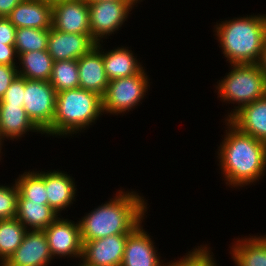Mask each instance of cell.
Returning a JSON list of instances; mask_svg holds the SVG:
<instances>
[{"instance_id":"6da1fadb","label":"cell","mask_w":266,"mask_h":266,"mask_svg":"<svg viewBox=\"0 0 266 266\" xmlns=\"http://www.w3.org/2000/svg\"><path fill=\"white\" fill-rule=\"evenodd\" d=\"M225 121L228 131L218 147L217 157L226 185L235 188L259 181L266 170V143Z\"/></svg>"},{"instance_id":"7a4b0ae2","label":"cell","mask_w":266,"mask_h":266,"mask_svg":"<svg viewBox=\"0 0 266 266\" xmlns=\"http://www.w3.org/2000/svg\"><path fill=\"white\" fill-rule=\"evenodd\" d=\"M118 192L114 198L80 219L82 243L116 234H129L142 223L147 212L145 199L134 191Z\"/></svg>"},{"instance_id":"3957f363","label":"cell","mask_w":266,"mask_h":266,"mask_svg":"<svg viewBox=\"0 0 266 266\" xmlns=\"http://www.w3.org/2000/svg\"><path fill=\"white\" fill-rule=\"evenodd\" d=\"M222 54L231 64H256L266 40V14L247 15L215 25Z\"/></svg>"},{"instance_id":"277c9868","label":"cell","mask_w":266,"mask_h":266,"mask_svg":"<svg viewBox=\"0 0 266 266\" xmlns=\"http://www.w3.org/2000/svg\"><path fill=\"white\" fill-rule=\"evenodd\" d=\"M102 113V96L95 92L80 87L58 92L53 122L44 134L72 136L93 125Z\"/></svg>"},{"instance_id":"5b68a950","label":"cell","mask_w":266,"mask_h":266,"mask_svg":"<svg viewBox=\"0 0 266 266\" xmlns=\"http://www.w3.org/2000/svg\"><path fill=\"white\" fill-rule=\"evenodd\" d=\"M231 71L216 85L218 97L234 106L228 120L242 106L266 96V78L257 64H231Z\"/></svg>"},{"instance_id":"8992f818","label":"cell","mask_w":266,"mask_h":266,"mask_svg":"<svg viewBox=\"0 0 266 266\" xmlns=\"http://www.w3.org/2000/svg\"><path fill=\"white\" fill-rule=\"evenodd\" d=\"M149 80L143 69L138 74L109 81L102 96L103 113L118 115L134 109L148 92Z\"/></svg>"},{"instance_id":"52a82bcc","label":"cell","mask_w":266,"mask_h":266,"mask_svg":"<svg viewBox=\"0 0 266 266\" xmlns=\"http://www.w3.org/2000/svg\"><path fill=\"white\" fill-rule=\"evenodd\" d=\"M56 97L57 92L49 81L25 79L23 107L43 133L52 125Z\"/></svg>"},{"instance_id":"ba28073f","label":"cell","mask_w":266,"mask_h":266,"mask_svg":"<svg viewBox=\"0 0 266 266\" xmlns=\"http://www.w3.org/2000/svg\"><path fill=\"white\" fill-rule=\"evenodd\" d=\"M91 38L99 43L118 31L134 6L126 0H104L88 3Z\"/></svg>"},{"instance_id":"9c48e42d","label":"cell","mask_w":266,"mask_h":266,"mask_svg":"<svg viewBox=\"0 0 266 266\" xmlns=\"http://www.w3.org/2000/svg\"><path fill=\"white\" fill-rule=\"evenodd\" d=\"M43 231L53 259L55 256L82 257L83 243L79 221L75 224L74 221L57 217Z\"/></svg>"},{"instance_id":"30bf717a","label":"cell","mask_w":266,"mask_h":266,"mask_svg":"<svg viewBox=\"0 0 266 266\" xmlns=\"http://www.w3.org/2000/svg\"><path fill=\"white\" fill-rule=\"evenodd\" d=\"M52 28L65 33L91 34L88 2L52 1Z\"/></svg>"},{"instance_id":"8fae6325","label":"cell","mask_w":266,"mask_h":266,"mask_svg":"<svg viewBox=\"0 0 266 266\" xmlns=\"http://www.w3.org/2000/svg\"><path fill=\"white\" fill-rule=\"evenodd\" d=\"M128 234H116L83 243L84 266H121Z\"/></svg>"},{"instance_id":"7c38bea8","label":"cell","mask_w":266,"mask_h":266,"mask_svg":"<svg viewBox=\"0 0 266 266\" xmlns=\"http://www.w3.org/2000/svg\"><path fill=\"white\" fill-rule=\"evenodd\" d=\"M53 259L43 230H27L22 243L4 266H48Z\"/></svg>"},{"instance_id":"4fadbf2b","label":"cell","mask_w":266,"mask_h":266,"mask_svg":"<svg viewBox=\"0 0 266 266\" xmlns=\"http://www.w3.org/2000/svg\"><path fill=\"white\" fill-rule=\"evenodd\" d=\"M95 45L96 42L91 38V34L59 32L51 27L47 52L51 55L53 61L78 60Z\"/></svg>"},{"instance_id":"5bb4252c","label":"cell","mask_w":266,"mask_h":266,"mask_svg":"<svg viewBox=\"0 0 266 266\" xmlns=\"http://www.w3.org/2000/svg\"><path fill=\"white\" fill-rule=\"evenodd\" d=\"M155 248L150 235L140 223L128 234L121 266H165Z\"/></svg>"},{"instance_id":"9a60e30c","label":"cell","mask_w":266,"mask_h":266,"mask_svg":"<svg viewBox=\"0 0 266 266\" xmlns=\"http://www.w3.org/2000/svg\"><path fill=\"white\" fill-rule=\"evenodd\" d=\"M100 42L77 60L79 87L103 96L108 86Z\"/></svg>"},{"instance_id":"2e32d148","label":"cell","mask_w":266,"mask_h":266,"mask_svg":"<svg viewBox=\"0 0 266 266\" xmlns=\"http://www.w3.org/2000/svg\"><path fill=\"white\" fill-rule=\"evenodd\" d=\"M7 18L16 28L50 29L52 27V1L23 0Z\"/></svg>"},{"instance_id":"e0dca14e","label":"cell","mask_w":266,"mask_h":266,"mask_svg":"<svg viewBox=\"0 0 266 266\" xmlns=\"http://www.w3.org/2000/svg\"><path fill=\"white\" fill-rule=\"evenodd\" d=\"M228 121L240 132L266 143V96L242 106Z\"/></svg>"},{"instance_id":"ac0fdd59","label":"cell","mask_w":266,"mask_h":266,"mask_svg":"<svg viewBox=\"0 0 266 266\" xmlns=\"http://www.w3.org/2000/svg\"><path fill=\"white\" fill-rule=\"evenodd\" d=\"M62 171L45 172V188L48 205L58 214L75 201V179Z\"/></svg>"},{"instance_id":"d6986e66","label":"cell","mask_w":266,"mask_h":266,"mask_svg":"<svg viewBox=\"0 0 266 266\" xmlns=\"http://www.w3.org/2000/svg\"><path fill=\"white\" fill-rule=\"evenodd\" d=\"M44 134L28 117L23 105L0 104V140L20 139L26 132Z\"/></svg>"},{"instance_id":"ffe728a7","label":"cell","mask_w":266,"mask_h":266,"mask_svg":"<svg viewBox=\"0 0 266 266\" xmlns=\"http://www.w3.org/2000/svg\"><path fill=\"white\" fill-rule=\"evenodd\" d=\"M102 50L104 69L109 81L129 77L143 70L140 61L138 62L137 58L133 56L132 50H128L126 47H117V49L107 52Z\"/></svg>"},{"instance_id":"44dd1931","label":"cell","mask_w":266,"mask_h":266,"mask_svg":"<svg viewBox=\"0 0 266 266\" xmlns=\"http://www.w3.org/2000/svg\"><path fill=\"white\" fill-rule=\"evenodd\" d=\"M58 216L60 215L44 202H31L19 194L15 217L27 230H44Z\"/></svg>"},{"instance_id":"7402d4cb","label":"cell","mask_w":266,"mask_h":266,"mask_svg":"<svg viewBox=\"0 0 266 266\" xmlns=\"http://www.w3.org/2000/svg\"><path fill=\"white\" fill-rule=\"evenodd\" d=\"M230 254L235 266H266V235L237 238Z\"/></svg>"},{"instance_id":"603a6c76","label":"cell","mask_w":266,"mask_h":266,"mask_svg":"<svg viewBox=\"0 0 266 266\" xmlns=\"http://www.w3.org/2000/svg\"><path fill=\"white\" fill-rule=\"evenodd\" d=\"M17 59L20 61L18 75L21 77L30 80H50L54 61L47 50L21 53Z\"/></svg>"},{"instance_id":"cb8c5ba5","label":"cell","mask_w":266,"mask_h":266,"mask_svg":"<svg viewBox=\"0 0 266 266\" xmlns=\"http://www.w3.org/2000/svg\"><path fill=\"white\" fill-rule=\"evenodd\" d=\"M26 232V227L16 217L0 220V265L17 250Z\"/></svg>"},{"instance_id":"d4e9b609","label":"cell","mask_w":266,"mask_h":266,"mask_svg":"<svg viewBox=\"0 0 266 266\" xmlns=\"http://www.w3.org/2000/svg\"><path fill=\"white\" fill-rule=\"evenodd\" d=\"M19 194L28 201L31 202H44L48 205V198L45 188V171L35 172L26 171L22 175H19L17 180Z\"/></svg>"},{"instance_id":"484cf974","label":"cell","mask_w":266,"mask_h":266,"mask_svg":"<svg viewBox=\"0 0 266 266\" xmlns=\"http://www.w3.org/2000/svg\"><path fill=\"white\" fill-rule=\"evenodd\" d=\"M49 82L57 93L78 88L79 71L77 60L54 61Z\"/></svg>"},{"instance_id":"4316f807","label":"cell","mask_w":266,"mask_h":266,"mask_svg":"<svg viewBox=\"0 0 266 266\" xmlns=\"http://www.w3.org/2000/svg\"><path fill=\"white\" fill-rule=\"evenodd\" d=\"M50 29L16 28L15 50L17 56L30 51L47 50Z\"/></svg>"},{"instance_id":"83f0119b","label":"cell","mask_w":266,"mask_h":266,"mask_svg":"<svg viewBox=\"0 0 266 266\" xmlns=\"http://www.w3.org/2000/svg\"><path fill=\"white\" fill-rule=\"evenodd\" d=\"M210 248L206 245H200L198 248L192 249L193 251H188L187 255L184 258H180L179 260L170 261L169 263H164L165 266H217L212 257V253ZM211 252V253H210Z\"/></svg>"},{"instance_id":"f1b7e54d","label":"cell","mask_w":266,"mask_h":266,"mask_svg":"<svg viewBox=\"0 0 266 266\" xmlns=\"http://www.w3.org/2000/svg\"><path fill=\"white\" fill-rule=\"evenodd\" d=\"M18 196L19 189L16 182L11 187L0 185V220L16 216Z\"/></svg>"},{"instance_id":"f546056e","label":"cell","mask_w":266,"mask_h":266,"mask_svg":"<svg viewBox=\"0 0 266 266\" xmlns=\"http://www.w3.org/2000/svg\"><path fill=\"white\" fill-rule=\"evenodd\" d=\"M24 90L25 78L18 75L6 90L0 104L23 105Z\"/></svg>"},{"instance_id":"4dcf8cb0","label":"cell","mask_w":266,"mask_h":266,"mask_svg":"<svg viewBox=\"0 0 266 266\" xmlns=\"http://www.w3.org/2000/svg\"><path fill=\"white\" fill-rule=\"evenodd\" d=\"M18 65H2L0 64V100L5 95L6 90L12 81L18 76Z\"/></svg>"},{"instance_id":"1f68e13d","label":"cell","mask_w":266,"mask_h":266,"mask_svg":"<svg viewBox=\"0 0 266 266\" xmlns=\"http://www.w3.org/2000/svg\"><path fill=\"white\" fill-rule=\"evenodd\" d=\"M16 27L7 17H0V43L15 45Z\"/></svg>"},{"instance_id":"d6a6232c","label":"cell","mask_w":266,"mask_h":266,"mask_svg":"<svg viewBox=\"0 0 266 266\" xmlns=\"http://www.w3.org/2000/svg\"><path fill=\"white\" fill-rule=\"evenodd\" d=\"M15 57L18 58L14 45H6L0 43V64L17 65L19 63L17 62Z\"/></svg>"},{"instance_id":"836d02e7","label":"cell","mask_w":266,"mask_h":266,"mask_svg":"<svg viewBox=\"0 0 266 266\" xmlns=\"http://www.w3.org/2000/svg\"><path fill=\"white\" fill-rule=\"evenodd\" d=\"M23 0H0V17H7Z\"/></svg>"},{"instance_id":"e575fe53","label":"cell","mask_w":266,"mask_h":266,"mask_svg":"<svg viewBox=\"0 0 266 266\" xmlns=\"http://www.w3.org/2000/svg\"><path fill=\"white\" fill-rule=\"evenodd\" d=\"M256 64L266 78V40H265V43L263 46L262 53H261V55L258 59V62Z\"/></svg>"},{"instance_id":"d590c367","label":"cell","mask_w":266,"mask_h":266,"mask_svg":"<svg viewBox=\"0 0 266 266\" xmlns=\"http://www.w3.org/2000/svg\"><path fill=\"white\" fill-rule=\"evenodd\" d=\"M126 1H129L133 6H135L140 0H126Z\"/></svg>"},{"instance_id":"8d00e7d4","label":"cell","mask_w":266,"mask_h":266,"mask_svg":"<svg viewBox=\"0 0 266 266\" xmlns=\"http://www.w3.org/2000/svg\"><path fill=\"white\" fill-rule=\"evenodd\" d=\"M85 1L88 2V3H93V2H99V1H104V0H85Z\"/></svg>"},{"instance_id":"74e56055","label":"cell","mask_w":266,"mask_h":266,"mask_svg":"<svg viewBox=\"0 0 266 266\" xmlns=\"http://www.w3.org/2000/svg\"><path fill=\"white\" fill-rule=\"evenodd\" d=\"M2 143H3V141L0 140V153H1V150H2V149H1V148H2V145H3ZM0 155H1V154H0Z\"/></svg>"}]
</instances>
